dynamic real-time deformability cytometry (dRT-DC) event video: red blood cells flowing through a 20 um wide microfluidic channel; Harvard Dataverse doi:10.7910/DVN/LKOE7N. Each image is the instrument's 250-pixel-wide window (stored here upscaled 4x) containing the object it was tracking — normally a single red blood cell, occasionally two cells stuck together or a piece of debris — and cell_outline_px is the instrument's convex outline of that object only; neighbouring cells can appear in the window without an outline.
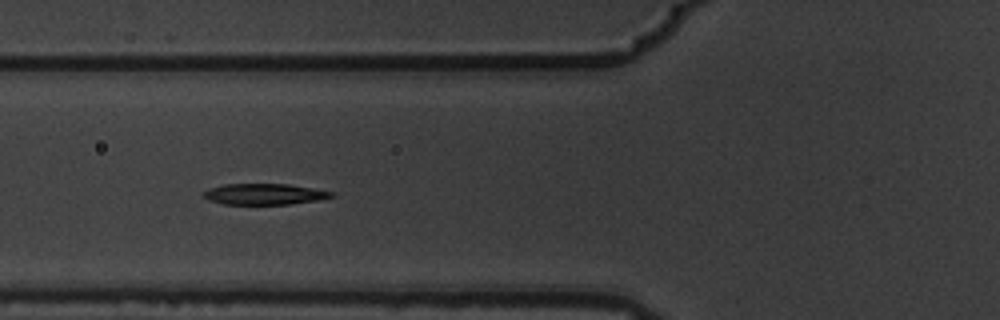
{"species": "common noctule bat (a hibernating species)", "species_latin": "Nyctalus noctula", "temperature_condition": "warm", "stored_images_in_passage": 8, "camera_frame_rate_fps": 3000, "um_per_image_px": 0.085, "animal": {"sex": "male", "body_mass_g": 19.5, "forearm_length_mm": 54.6}, "frame": {"image": 1, "passage_image": 7, "time_ms": 2.0, "image_size_px": [1000, 320], "cell_outline_px": [[336, 196], [320, 200], [292, 204], [224, 204], [208, 200], [200, 196], [208, 188], [224, 184], [288, 184], [336, 192]], "centroid_in_image_um": [22.49, 16.5], "position_along_channel_um": 103.3, "area_um2": 15.9}}
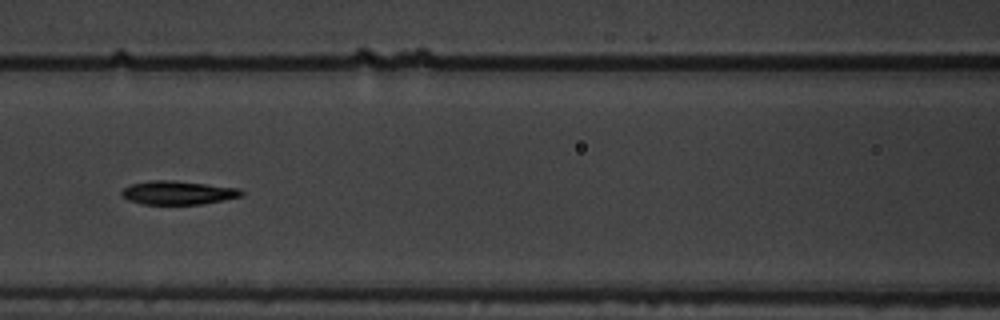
{"frame": {"image": 2, "passage_image": 8, "time_ms": 2.333, "image_size_px": [1000, 320], "cell_outline_px": [[244, 192], [240, 196], [224, 200], [200, 204], [140, 204], [128, 200], [120, 196], [120, 192], [128, 184], [152, 180], [172, 180], [240, 188]], "centroid_in_image_um": [15.06, 16.38], "position_along_channel_um": 151.5, "area_um2": 16.59}}